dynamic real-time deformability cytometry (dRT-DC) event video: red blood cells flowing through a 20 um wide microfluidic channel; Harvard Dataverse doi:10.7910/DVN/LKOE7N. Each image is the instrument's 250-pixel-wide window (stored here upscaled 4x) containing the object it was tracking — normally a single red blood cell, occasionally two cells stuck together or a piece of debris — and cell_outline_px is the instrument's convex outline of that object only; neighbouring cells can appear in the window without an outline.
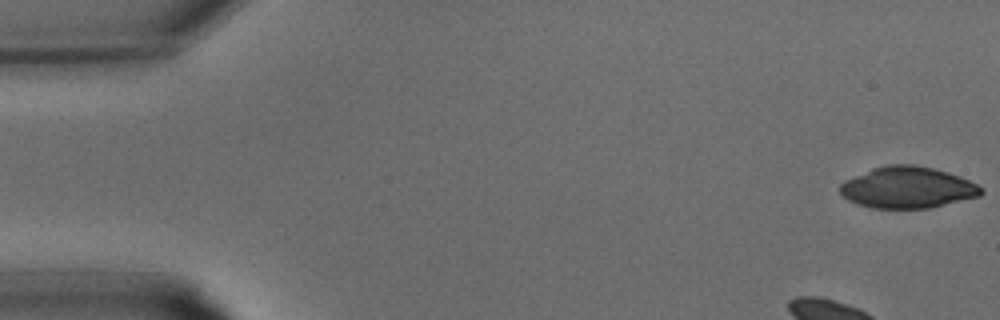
{"species": "common noctule bat (a hibernating species)", "species_latin": "Nyctalus noctula", "temperature_condition": "warm", "stored_images_in_passage": 33, "camera_frame_rate_fps": 3000, "um_per_image_px": 0.085, "animal": {"sex": "male", "body_mass_g": 15.6}, "frame": {"image": 1, "passage_image": 1, "time_ms": 0.0, "image_size_px": [1000, 320], "cell_outline_px": [[984, 192], [980, 196], [928, 208], [872, 208], [848, 200], [840, 192], [840, 184], [844, 180], [872, 168], [888, 164], [912, 164], [932, 168], [948, 172], [960, 176], [984, 188]], "centroid_in_image_um": [77.15, 15.93], "position_along_channel_um": 7.9, "area_um2": 33.99}}
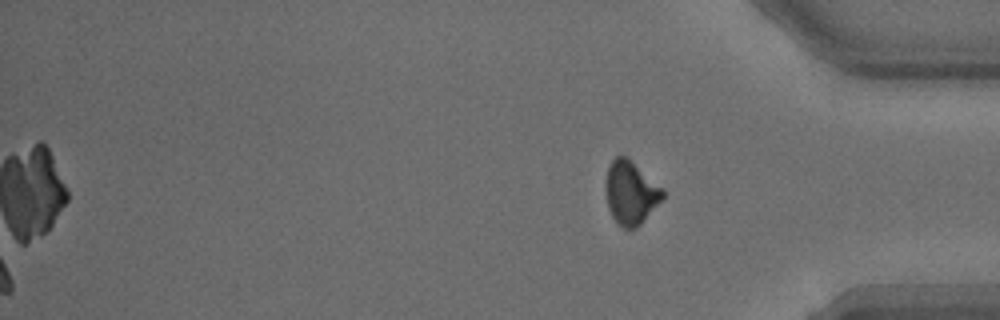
{"frame": {"image": 2, "passage_image": 33, "time_ms": 10.667, "image_size_px": [1000, 320], "cell_outline_px": [[664, 196], [640, 224], [636, 228], [624, 228], [612, 216], [608, 208], [604, 184], [608, 168], [612, 160], [616, 156], [624, 156], [664, 188]], "centroid_in_image_um": [53.59, 16.37], "position_along_channel_um": 381.6, "area_um2": 20.63}}